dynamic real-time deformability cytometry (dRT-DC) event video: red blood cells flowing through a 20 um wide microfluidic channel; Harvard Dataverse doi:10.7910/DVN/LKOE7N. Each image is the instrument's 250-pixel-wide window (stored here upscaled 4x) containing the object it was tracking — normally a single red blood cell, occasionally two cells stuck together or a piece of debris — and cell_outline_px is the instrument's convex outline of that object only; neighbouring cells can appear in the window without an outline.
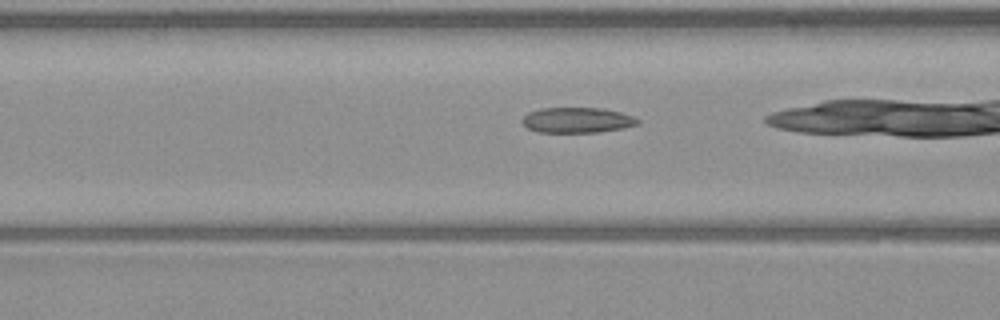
{"species": "common noctule bat (a hibernating species)", "species_latin": "Nyctalus noctula", "temperature_condition": "warm", "stored_images_in_passage": 24, "camera_frame_rate_fps": 3000, "um_per_image_px": 0.085, "animal": {"sex": "male", "body_mass_g": 23.1, "forearm_length_mm": 52.7}, "frame": {"image": 1, "passage_image": 4, "time_ms": 1.0, "image_size_px": [1000, 320], "cell_outline_px": [[640, 124], [624, 128], [596, 132], [536, 132], [528, 128], [520, 120], [528, 112], [540, 108], [604, 108], [620, 112], [632, 116], [640, 120]], "centroid_in_image_um": [49.06, 10.21], "position_along_channel_um": 117.5, "area_um2": 17.17}}